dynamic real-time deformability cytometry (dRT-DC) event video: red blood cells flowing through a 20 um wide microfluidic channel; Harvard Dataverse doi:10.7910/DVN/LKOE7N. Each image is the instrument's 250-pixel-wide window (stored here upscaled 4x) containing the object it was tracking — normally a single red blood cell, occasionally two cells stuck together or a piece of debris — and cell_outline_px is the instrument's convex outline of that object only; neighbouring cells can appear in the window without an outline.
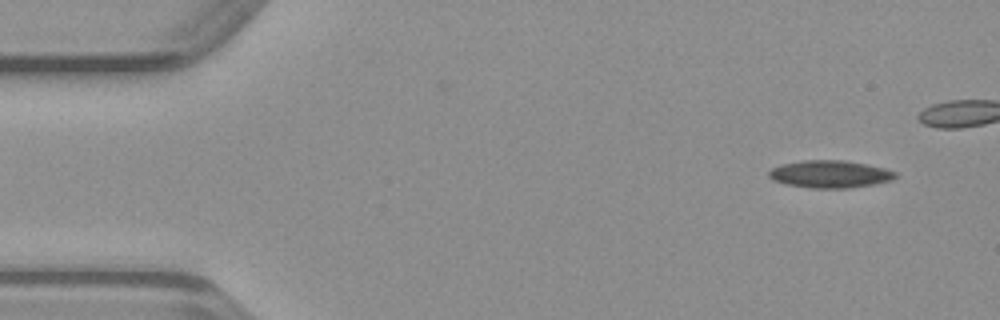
{"species": "common noctule bat (a hibernating species)", "species_latin": "Nyctalus noctula", "temperature_condition": "warm", "stored_images_in_passage": 12, "camera_frame_rate_fps": 3000, "um_per_image_px": 0.085, "animal": {"sex": "male", "body_mass_g": 23.1, "forearm_length_mm": 52.7}, "frame": {"image": 1, "passage_image": 3, "time_ms": 0.667, "image_size_px": [1000, 320], "cell_outline_px": [[896, 176], [892, 180], [872, 184], [848, 188], [812, 188], [788, 184], [772, 180], [768, 176], [768, 172], [772, 168], [780, 164], [804, 160], [840, 160], [864, 164], [884, 168], [896, 172]], "centroid_in_image_um": [70.51, 14.8], "position_along_channel_um": 14.5, "area_um2": 20.0}}